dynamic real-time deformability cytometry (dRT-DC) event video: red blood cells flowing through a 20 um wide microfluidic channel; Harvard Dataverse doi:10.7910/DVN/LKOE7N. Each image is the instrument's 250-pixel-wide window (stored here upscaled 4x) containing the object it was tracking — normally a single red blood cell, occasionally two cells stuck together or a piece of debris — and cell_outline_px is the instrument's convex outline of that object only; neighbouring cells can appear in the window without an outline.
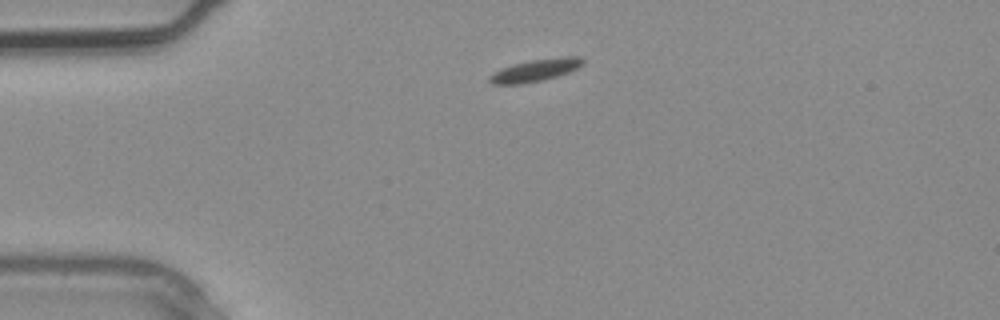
{"species": "common noctule bat (a hibernating species)", "species_latin": "Nyctalus noctula", "temperature_condition": "warm", "stored_images_in_passage": 1, "camera_frame_rate_fps": 3000, "um_per_image_px": 0.085, "animal": {"sex": "male", "body_mass_g": 20.4}, "frame": {"image": 1, "passage_image": 1, "time_ms": 0.0, "image_size_px": [1000, 320], "cell_outline_px": [[584, 64], [568, 72], [544, 80], [524, 84], [492, 84], [488, 80], [488, 76], [512, 64], [532, 60], [560, 56], [580, 56], [584, 60]], "centroid_in_image_um": [45.53, 5.97], "position_along_channel_um": 39.5, "area_um2": 12.08}}